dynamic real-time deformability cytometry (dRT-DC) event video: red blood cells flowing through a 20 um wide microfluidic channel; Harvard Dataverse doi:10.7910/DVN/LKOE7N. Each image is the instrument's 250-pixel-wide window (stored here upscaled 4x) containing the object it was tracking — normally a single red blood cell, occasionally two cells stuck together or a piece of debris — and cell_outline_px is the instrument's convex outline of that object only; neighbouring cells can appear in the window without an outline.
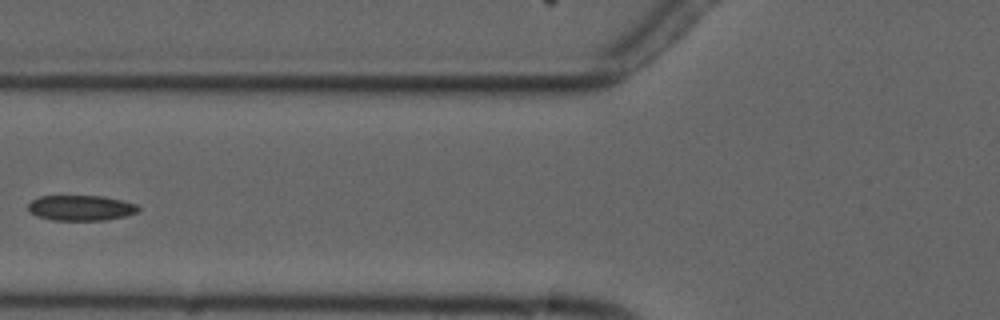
{"species": "common noctule bat (a hibernating species)", "species_latin": "Nyctalus noctula", "temperature_condition": "cold", "stored_images_in_passage": 6, "camera_frame_rate_fps": 3000, "um_per_image_px": 0.085, "animal": {"sex": "male", "forearm_length_mm": 52.5}, "frame": {"image": 1, "passage_image": 5, "time_ms": 4.667, "image_size_px": [1000, 320], "cell_outline_px": [[140, 208], [136, 212], [124, 216], [104, 220], [52, 220], [36, 216], [28, 212], [28, 204], [32, 200], [40, 196], [104, 196], [136, 204]], "centroid_in_image_um": [6.82, 17.67], "position_along_channel_um": 119.0, "area_um2": 16.24}}
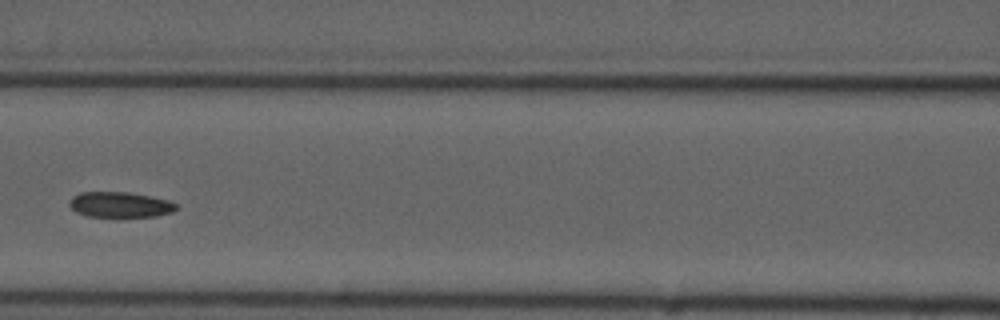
{"frame": {"image": 2, "passage_image": 6, "time_ms": 5.667, "image_size_px": [1000, 320], "cell_outline_px": [[180, 208], [172, 212], [156, 216], [88, 216], [76, 212], [68, 204], [72, 196], [80, 192], [128, 192], [168, 200], [176, 204]], "centroid_in_image_um": [10.2, 17.39], "position_along_channel_um": 156.4, "area_um2": 15.72}}